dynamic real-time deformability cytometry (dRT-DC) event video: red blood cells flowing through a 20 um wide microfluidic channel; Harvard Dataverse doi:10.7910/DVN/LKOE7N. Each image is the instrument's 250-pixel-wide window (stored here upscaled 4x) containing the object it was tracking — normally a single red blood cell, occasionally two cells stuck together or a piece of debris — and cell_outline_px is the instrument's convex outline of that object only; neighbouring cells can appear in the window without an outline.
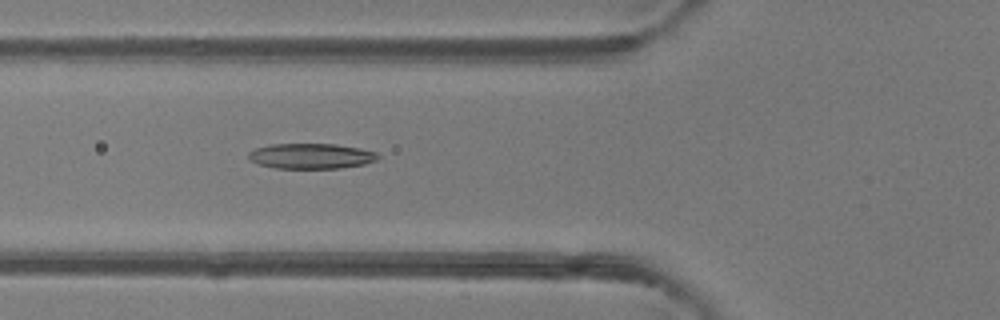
{"species": "common noctule bat (a hibernating species)", "species_latin": "Nyctalus noctula", "temperature_condition": "room temperature", "stored_images_in_passage": 5, "camera_frame_rate_fps": 3000, "um_per_image_px": 0.085, "animal": {"sex": "female"}, "frame": {"image": 1, "passage_image": 5, "time_ms": 1.333, "image_size_px": [1000, 320], "cell_outline_px": [[380, 156], [376, 160], [364, 164], [340, 168], [276, 168], [260, 164], [252, 160], [248, 156], [248, 152], [256, 148], [272, 144], [336, 144], [360, 148], [376, 152]], "centroid_in_image_um": [26.47, 13.26], "position_along_channel_um": 99.3, "area_um2": 18.96}}